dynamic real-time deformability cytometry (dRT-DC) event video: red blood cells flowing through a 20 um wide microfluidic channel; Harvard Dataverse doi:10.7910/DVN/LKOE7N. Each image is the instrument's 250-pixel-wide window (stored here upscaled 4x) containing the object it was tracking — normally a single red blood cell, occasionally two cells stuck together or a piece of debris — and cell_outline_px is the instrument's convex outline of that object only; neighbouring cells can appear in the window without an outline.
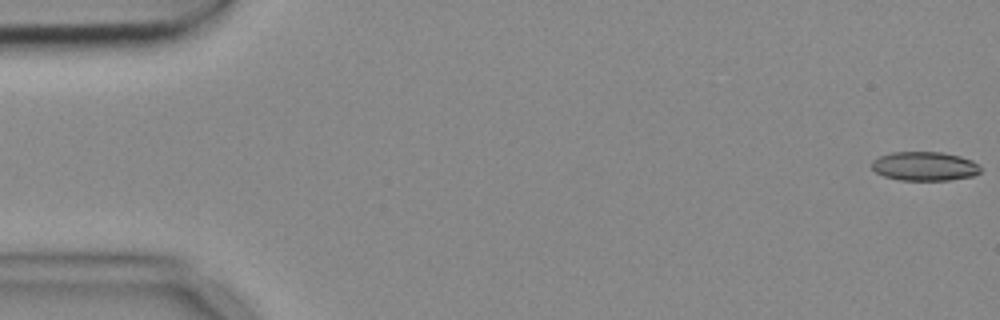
{"species": "common noctule bat (a hibernating species)", "species_latin": "Nyctalus noctula", "temperature_condition": "cold", "stored_images_in_passage": 55, "camera_frame_rate_fps": 3000, "um_per_image_px": 0.085, "animal": {"sex": "female", "body_mass_g": 18.4}, "frame": {"image": 1, "passage_image": 1, "time_ms": 0.0, "image_size_px": [1000, 320], "cell_outline_px": [[980, 172], [972, 176], [948, 180], [900, 180], [884, 176], [876, 172], [872, 168], [872, 160], [880, 156], [892, 152], [940, 152], [960, 156], [972, 160], [980, 168]], "centroid_in_image_um": [78.57, 14.13], "position_along_channel_um": 6.4, "area_um2": 18.26}}
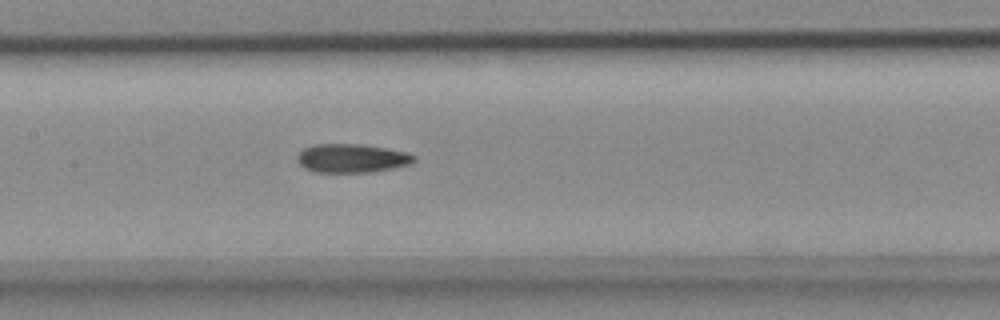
{"frame": {"image": 2, "passage_image": 26, "time_ms": 8.333, "image_size_px": [1000, 320], "cell_outline_px": [[416, 160], [412, 164], [392, 168], [368, 172], [316, 172], [300, 164], [296, 156], [304, 148], [312, 144], [360, 144], [388, 148], [408, 152], [416, 156]], "centroid_in_image_um": [29.95, 13.44], "position_along_channel_um": 177.4, "area_um2": 19.54}}
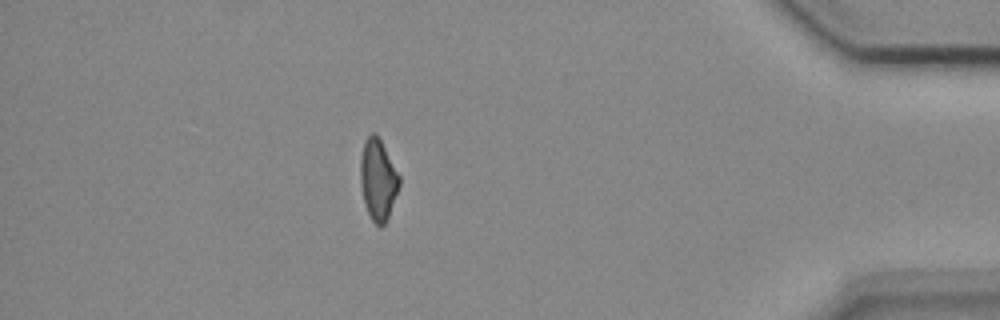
{"frame": {"image": 3, "passage_image": 48, "time_ms": 15.667, "image_size_px": [1000, 320], "cell_outline_px": [[400, 184], [388, 216], [384, 224], [380, 228], [372, 220], [364, 204], [360, 184], [360, 160], [364, 140], [372, 132], [376, 132], [400, 176]], "centroid_in_image_um": [32.11, 15.25], "position_along_channel_um": 403.1, "area_um2": 18.32}, "authors_computed_cell_mechanics": {"area_um2": 19.0162, "velocity_mm_per_s": 3.7023, "shape_relaxation_time_tau1_ms": null, "shape_relaxation_time_tau2_ms": 5.3067, "deformation_change_tau1": null, "deformation_change_tau2": 0.1354}}